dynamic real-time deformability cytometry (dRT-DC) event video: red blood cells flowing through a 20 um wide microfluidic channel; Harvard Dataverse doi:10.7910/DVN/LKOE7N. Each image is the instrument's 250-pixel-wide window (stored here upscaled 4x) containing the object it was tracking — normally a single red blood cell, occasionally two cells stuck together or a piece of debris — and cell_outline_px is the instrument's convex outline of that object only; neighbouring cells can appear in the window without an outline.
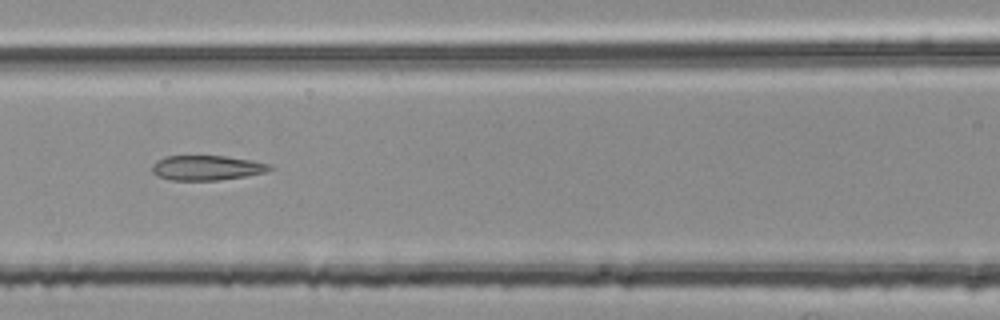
{"species": "common noctule bat (a hibernating species)", "species_latin": "Nyctalus noctula", "temperature_condition": "room temperature", "stored_images_in_passage": 54, "segment_of_instrument_passage": [2, 2], "camera_frame_rate_fps": 3000, "um_per_image_px": 0.085, "animal": {"sex": "female", "body_mass_g": 25.1}, "frame": {"image": 1, "passage_image": 24, "time_ms": 7.667, "image_size_px": [1000, 320], "cell_outline_px": [[272, 168], [264, 172], [244, 176], [220, 180], [172, 180], [156, 176], [152, 172], [152, 164], [156, 160], [164, 156], [224, 156], [252, 160], [272, 164]], "centroid_in_image_um": [17.54, 14.26], "position_along_channel_um": 149.1, "area_um2": 17.05}}
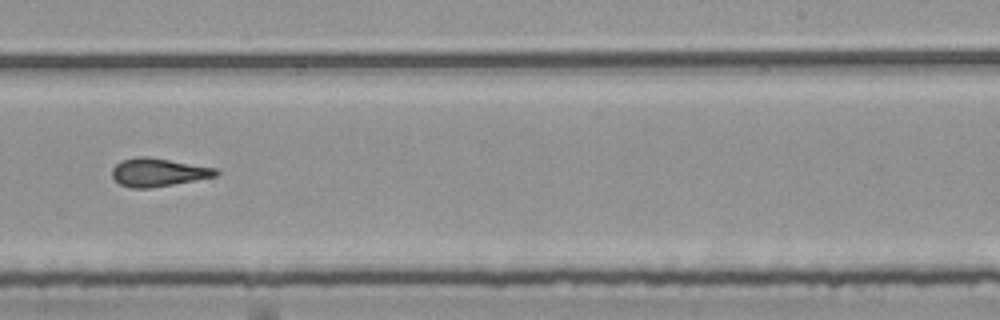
{"frame": {"image": 2, "passage_image": 34, "time_ms": 11.0, "image_size_px": [1000, 320], "cell_outline_px": [[220, 172], [216, 176], [196, 180], [148, 188], [132, 188], [120, 184], [112, 176], [112, 168], [120, 160], [136, 156], [144, 156], [216, 168]], "centroid_in_image_um": [13.42, 14.64], "position_along_channel_um": 275.6, "area_um2": 16.88}}
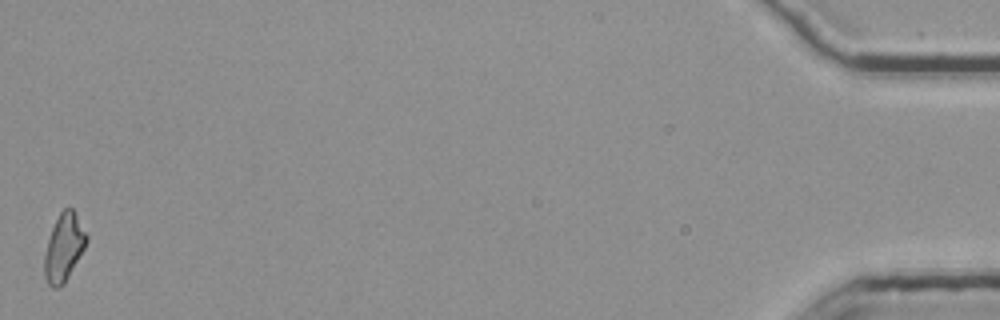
{"frame": {"image": 3, "passage_image": 54, "time_ms": 17.667, "image_size_px": [1000, 320], "cell_outline_px": [[88, 240], [84, 248], [64, 284], [56, 288], [52, 288], [48, 284], [44, 276], [44, 256], [48, 240], [52, 228], [60, 212], [64, 208], [72, 208], [88, 236]], "centroid_in_image_um": [5.42, 21.06], "position_along_channel_um": 429.8, "area_um2": 16.3}}